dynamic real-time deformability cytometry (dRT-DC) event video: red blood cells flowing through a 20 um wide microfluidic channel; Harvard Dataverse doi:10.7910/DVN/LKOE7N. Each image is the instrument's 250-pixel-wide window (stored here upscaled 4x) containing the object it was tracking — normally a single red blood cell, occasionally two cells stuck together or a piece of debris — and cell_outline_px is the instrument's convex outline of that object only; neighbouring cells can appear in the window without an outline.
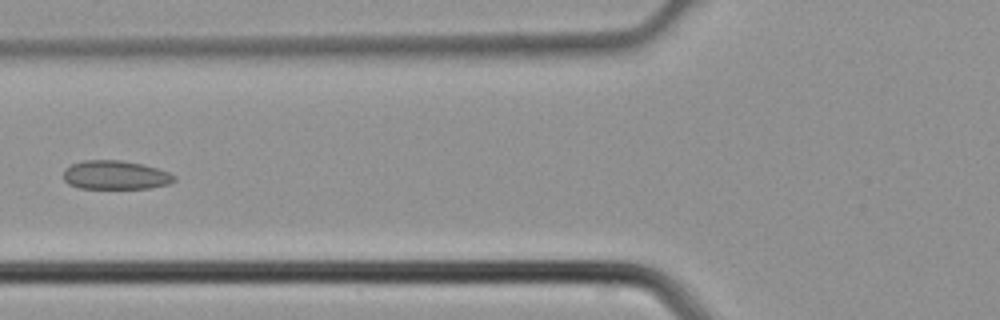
{"species": "common noctule bat (a hibernating species)", "species_latin": "Nyctalus noctula", "temperature_condition": "cold", "stored_images_in_passage": 4, "camera_frame_rate_fps": 3000, "um_per_image_px": 0.085, "animal": {"sex": "male", "body_mass_g": 21.5, "forearm_length_mm": 52.0}, "frame": {"image": 1, "passage_image": 4, "time_ms": 1.0, "image_size_px": [1000, 320], "cell_outline_px": [[176, 180], [168, 184], [148, 188], [80, 188], [68, 184], [64, 180], [64, 172], [72, 164], [84, 160], [120, 160], [140, 164], [156, 168], [168, 172], [176, 176]], "centroid_in_image_um": [9.81, 14.88], "position_along_channel_um": 116.0, "area_um2": 18.38}}